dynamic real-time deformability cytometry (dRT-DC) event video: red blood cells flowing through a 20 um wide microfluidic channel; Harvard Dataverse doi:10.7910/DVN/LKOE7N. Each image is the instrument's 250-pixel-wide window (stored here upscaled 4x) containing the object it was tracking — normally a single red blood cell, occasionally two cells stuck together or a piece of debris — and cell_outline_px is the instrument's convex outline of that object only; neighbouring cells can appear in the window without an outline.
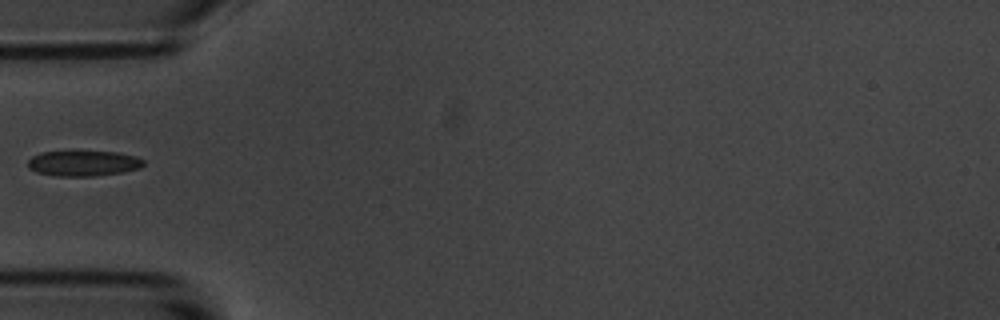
{"species": "common noctule bat (a hibernating species)", "species_latin": "Nyctalus noctula", "temperature_condition": "room temperature", "stored_images_in_passage": 38, "camera_frame_rate_fps": 3000, "um_per_image_px": 0.085, "animal": {"sex": "male", "body_mass_g": 20.1, "forearm_length_mm": 53.5}, "frame": {"image": 1, "passage_image": 1, "time_ms": 0.0, "image_size_px": [1000, 320], "cell_outline_px": [[144, 164], [140, 168], [120, 172], [92, 176], [56, 176], [36, 172], [28, 168], [28, 160], [32, 156], [40, 152], [72, 148], [116, 152], [136, 156], [144, 160]], "centroid_in_image_um": [7.03, 13.82], "position_along_channel_um": 78.0, "area_um2": 18.09}}
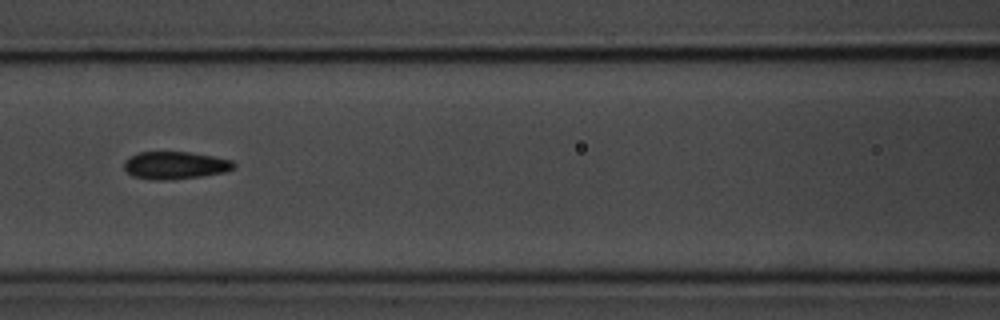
{"frame": {"image": 2, "passage_image": 7, "time_ms": 2.0, "image_size_px": [1000, 320], "cell_outline_px": [[236, 168], [224, 172], [200, 176], [168, 180], [152, 180], [132, 176], [124, 168], [124, 160], [136, 152], [188, 152], [212, 156], [232, 160], [236, 164]], "centroid_in_image_um": [14.87, 14.05], "position_along_channel_um": 151.7, "area_um2": 17.69}}
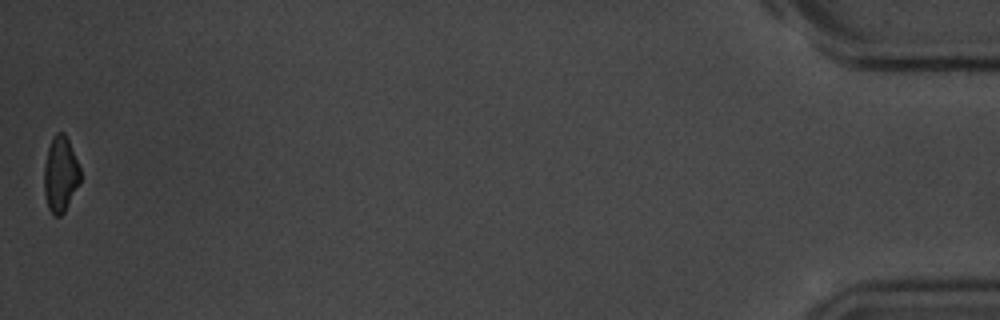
{"frame": {"image": 3, "passage_image": 38, "time_ms": 12.333, "image_size_px": [1000, 320], "cell_outline_px": [[80, 180], [64, 212], [60, 216], [52, 216], [48, 208], [44, 192], [44, 164], [48, 148], [52, 136], [56, 132], [64, 132], [68, 140], [80, 168]], "centroid_in_image_um": [5.11, 14.81], "position_along_channel_um": 430.1, "area_um2": 15.84}}